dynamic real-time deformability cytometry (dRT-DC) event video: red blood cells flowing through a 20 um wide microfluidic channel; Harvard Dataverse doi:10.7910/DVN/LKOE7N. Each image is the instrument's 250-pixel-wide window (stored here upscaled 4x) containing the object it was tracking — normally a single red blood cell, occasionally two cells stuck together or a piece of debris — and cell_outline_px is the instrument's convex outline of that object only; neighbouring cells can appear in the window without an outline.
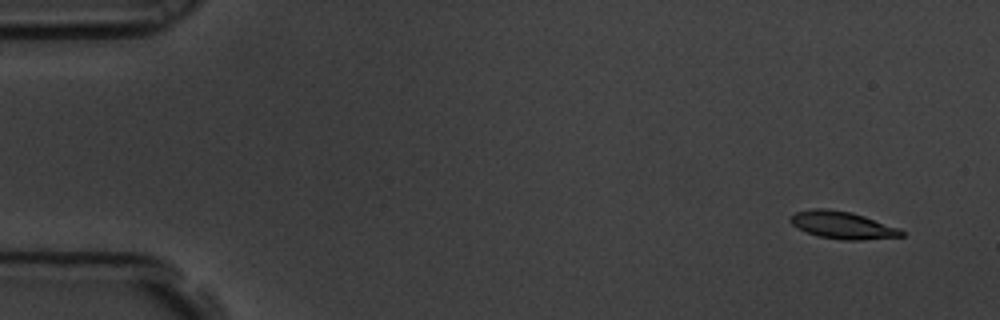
{"species": "common noctule bat (a hibernating species)", "species_latin": "Nyctalus noctula", "temperature_condition": "room temperature", "stored_images_in_passage": 15, "camera_frame_rate_fps": 3000, "um_per_image_px": 0.085, "animal": {"sex": "male", "body_mass_g": 19.5, "forearm_length_mm": 54.6}, "frame": {"image": 1, "passage_image": 1, "time_ms": 0.0, "image_size_px": [1000, 320], "cell_outline_px": [[904, 236], [860, 240], [844, 240], [820, 236], [808, 232], [792, 224], [788, 220], [796, 212], [812, 208], [828, 208], [852, 212], [900, 228], [904, 232]], "centroid_in_image_um": [71.64, 19.12], "position_along_channel_um": 13.4, "area_um2": 17.57}}
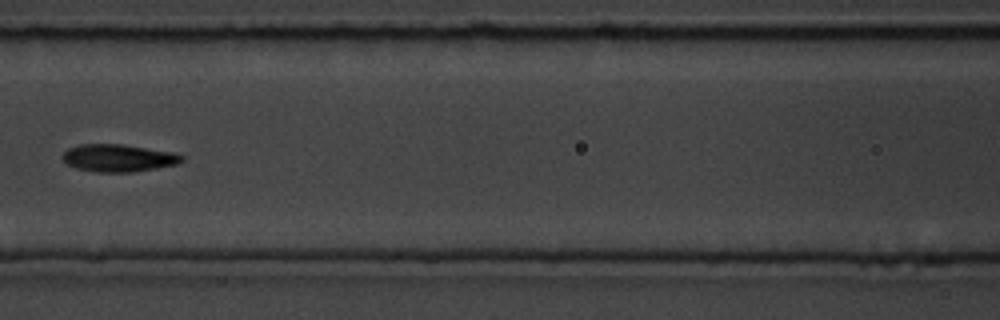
{"frame": {"image": 2, "passage_image": 7, "time_ms": 2.0, "image_size_px": [1000, 320], "cell_outline_px": [[184, 160], [176, 164], [156, 168], [132, 172], [96, 172], [76, 168], [68, 164], [64, 160], [64, 152], [68, 148], [80, 144], [124, 144], [172, 152], [184, 156]], "centroid_in_image_um": [10.07, 13.42], "position_along_channel_um": 156.5, "area_um2": 18.96}}
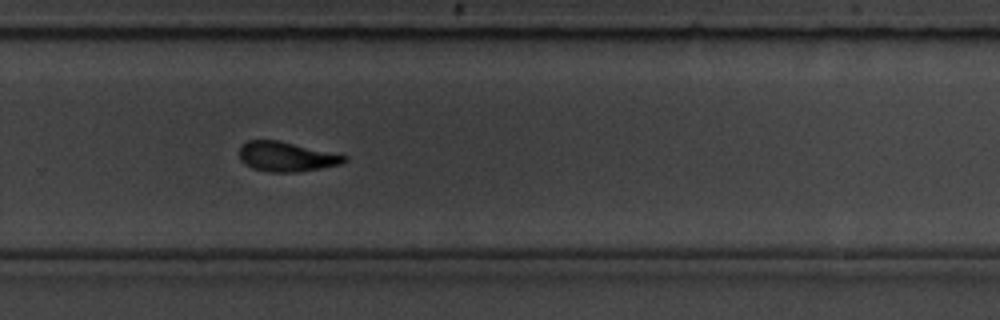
{"frame": {"image": 3, "passage_image": 11, "time_ms": 3.333, "image_size_px": [1000, 320], "cell_outline_px": [[348, 160], [340, 164], [320, 168], [296, 172], [268, 172], [252, 168], [244, 164], [240, 160], [240, 144], [248, 140], [276, 140], [348, 156]], "centroid_in_image_um": [24.3, 13.32], "position_along_channel_um": 305.5, "area_um2": 18.03}}